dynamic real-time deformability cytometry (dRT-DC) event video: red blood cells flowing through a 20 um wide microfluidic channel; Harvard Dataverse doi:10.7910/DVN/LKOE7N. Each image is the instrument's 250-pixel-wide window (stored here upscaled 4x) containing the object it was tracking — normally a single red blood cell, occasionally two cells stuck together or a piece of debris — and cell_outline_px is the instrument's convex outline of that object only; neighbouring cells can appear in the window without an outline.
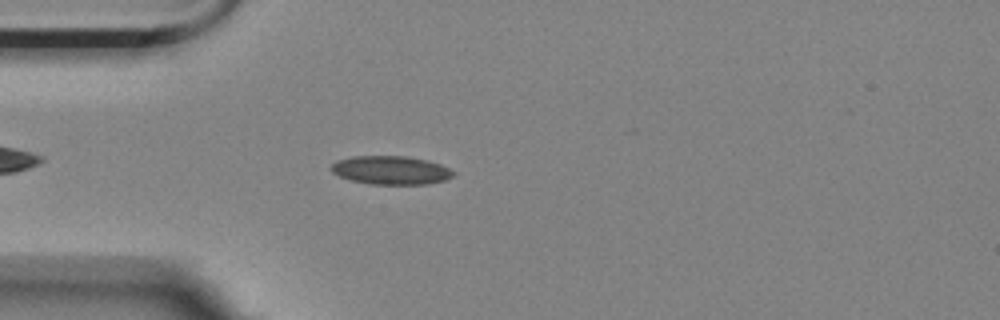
{"species": "Egyptian fruit bat (a non-hibernating species)", "species_latin": "Rousettus aegyptiacus", "temperature_condition": "room temperature", "stored_images_in_passage": 49, "camera_frame_rate_fps": 3000, "um_per_image_px": 0.085, "animal": {"sex": "female"}, "frame": {"image": 1, "passage_image": 8, "time_ms": 2.333, "image_size_px": [1000, 320], "cell_outline_px": [[456, 172], [452, 176], [444, 180], [428, 184], [368, 184], [352, 180], [340, 176], [332, 172], [328, 168], [336, 160], [352, 156], [408, 156], [428, 160], [440, 164]], "centroid_in_image_um": [33.2, 14.46], "position_along_channel_um": 51.8, "area_um2": 20.4}}
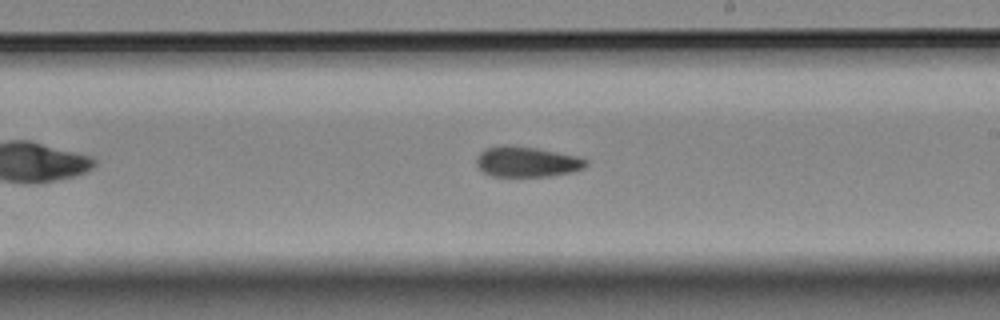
{"frame": {"image": 2, "passage_image": 25, "time_ms": 8.0, "image_size_px": [1000, 320], "cell_outline_px": [[588, 164], [584, 168], [572, 172], [548, 176], [492, 176], [484, 172], [476, 164], [476, 156], [484, 148], [504, 144], [508, 144], [536, 148], [580, 156], [588, 160]], "centroid_in_image_um": [44.78, 13.73], "position_along_channel_um": 244.2, "area_um2": 19.65}}
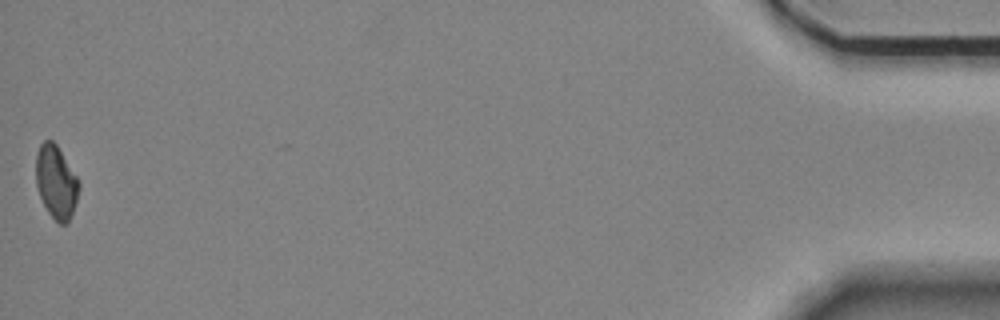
{"frame": {"image": 3, "passage_image": 49, "time_ms": 16.0, "image_size_px": [1000, 320], "cell_outline_px": [[80, 188], [68, 224], [60, 224], [48, 212], [40, 196], [36, 184], [36, 152], [40, 144], [44, 140], [52, 140], [56, 144], [80, 180]], "centroid_in_image_um": [4.78, 15.45], "position_along_channel_um": 430.4, "area_um2": 18.32}, "authors_computed_cell_mechanics": {"area_um2": 19.4208, "velocity_mm_per_s": 3.5183, "shape_relaxation_time_tau1_ms": 6.5616, "shape_relaxation_time_tau2_ms": 5.3037, "deformation_change_tau1": 0.1485, "deformation_change_tau2": 0.1068}}